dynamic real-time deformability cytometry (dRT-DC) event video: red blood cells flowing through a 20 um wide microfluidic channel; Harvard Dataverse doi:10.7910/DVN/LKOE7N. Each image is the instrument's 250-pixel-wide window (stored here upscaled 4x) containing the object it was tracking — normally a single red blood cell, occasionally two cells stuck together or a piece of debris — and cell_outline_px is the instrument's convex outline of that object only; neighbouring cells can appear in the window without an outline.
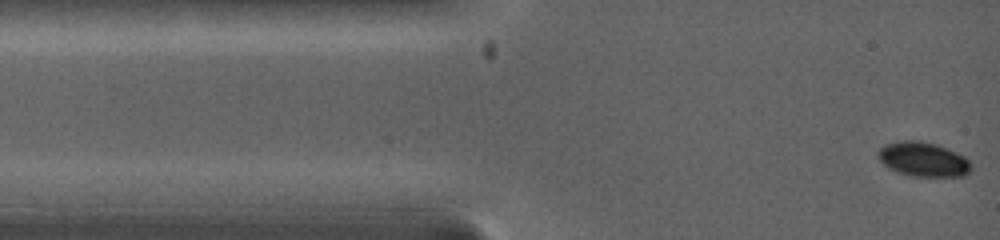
{"species": "common noctule bat (a hibernating species)", "species_latin": "Nyctalus noctula", "temperature_condition": "warm", "stored_images_in_passage": 57, "camera_frame_rate_fps": 5000, "um_per_image_px": 0.085, "animal": {"sex": "female", "body_mass_g": 19.0, "forearm_length_mm": 53.3}, "frame": {"image": 1, "passage_image": 1, "time_ms": 0.0, "image_size_px": [1000, 240], "cell_outline_px": [[972, 168], [964, 176], [912, 176], [896, 172], [888, 168], [880, 160], [876, 152], [884, 144], [896, 140], [920, 140], [936, 144], [956, 152], [964, 156], [968, 160]], "centroid_in_image_um": [78.43, 13.53], "position_along_channel_um": 6.6, "area_um2": 18.84}}
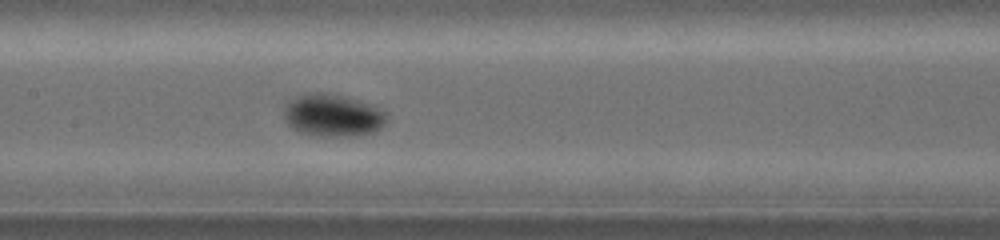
{"frame": {"image": 2, "passage_image": 28, "time_ms": 5.6, "image_size_px": [1000, 240], "cell_outline_px": [[388, 120], [376, 132], [348, 136], [316, 136], [300, 132], [292, 128], [284, 120], [284, 104], [288, 100], [296, 96], [308, 92], [328, 92], [348, 96], [384, 108], [388, 112]], "centroid_in_image_um": [28.31, 9.77], "position_along_channel_um": 179.1, "area_um2": 26.3}}
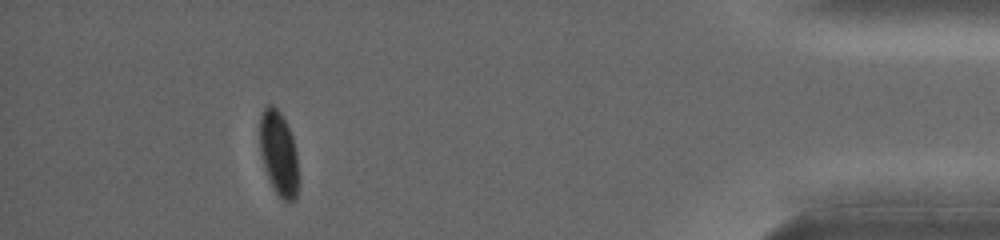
{"frame": {"image": 3, "passage_image": 50, "time_ms": 13.0, "image_size_px": [1000, 240], "cell_outline_px": [[300, 184], [296, 196], [288, 204], [280, 200], [272, 188], [264, 168], [260, 152], [260, 116], [264, 108], [268, 104], [272, 104], [280, 112], [292, 136], [296, 152], [300, 180]], "centroid_in_image_um": [23.71, 13.13], "position_along_channel_um": 411.5, "area_um2": 19.59}, "authors_computed_cell_mechanics": {"area_um2": 20.519, "velocity_mm_per_s": 4.0529, "shape_relaxation_time_tau1_ms": 1.6795, "shape_relaxation_time_tau2_ms": null, "deformation_change_tau1": 0.1099, "deformation_change_tau2": null}}